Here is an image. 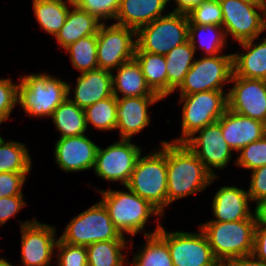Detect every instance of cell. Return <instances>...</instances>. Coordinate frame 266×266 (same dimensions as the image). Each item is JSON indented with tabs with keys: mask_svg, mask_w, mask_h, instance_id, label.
Listing matches in <instances>:
<instances>
[{
	"mask_svg": "<svg viewBox=\"0 0 266 266\" xmlns=\"http://www.w3.org/2000/svg\"><path fill=\"white\" fill-rule=\"evenodd\" d=\"M166 165L168 206L178 199L202 192L218 178L184 143L166 141Z\"/></svg>",
	"mask_w": 266,
	"mask_h": 266,
	"instance_id": "1",
	"label": "cell"
},
{
	"mask_svg": "<svg viewBox=\"0 0 266 266\" xmlns=\"http://www.w3.org/2000/svg\"><path fill=\"white\" fill-rule=\"evenodd\" d=\"M126 191L110 190H98L102 195L101 202L104 204L108 211L114 226L121 232L122 235H131V239L140 232H144V235L156 234L161 223H157V227L152 232H145V224L149 221V217L158 216L163 219V214L154 207L149 201L142 199L139 195L132 192L128 187L124 186Z\"/></svg>",
	"mask_w": 266,
	"mask_h": 266,
	"instance_id": "2",
	"label": "cell"
},
{
	"mask_svg": "<svg viewBox=\"0 0 266 266\" xmlns=\"http://www.w3.org/2000/svg\"><path fill=\"white\" fill-rule=\"evenodd\" d=\"M18 104L26 115L51 117L68 97V83L49 73H31L19 78Z\"/></svg>",
	"mask_w": 266,
	"mask_h": 266,
	"instance_id": "3",
	"label": "cell"
},
{
	"mask_svg": "<svg viewBox=\"0 0 266 266\" xmlns=\"http://www.w3.org/2000/svg\"><path fill=\"white\" fill-rule=\"evenodd\" d=\"M160 144L161 149L139 156L126 187L164 215L168 206L166 141Z\"/></svg>",
	"mask_w": 266,
	"mask_h": 266,
	"instance_id": "4",
	"label": "cell"
},
{
	"mask_svg": "<svg viewBox=\"0 0 266 266\" xmlns=\"http://www.w3.org/2000/svg\"><path fill=\"white\" fill-rule=\"evenodd\" d=\"M256 219L232 222L209 221L199 226L217 260H234L253 252Z\"/></svg>",
	"mask_w": 266,
	"mask_h": 266,
	"instance_id": "5",
	"label": "cell"
},
{
	"mask_svg": "<svg viewBox=\"0 0 266 266\" xmlns=\"http://www.w3.org/2000/svg\"><path fill=\"white\" fill-rule=\"evenodd\" d=\"M187 14L169 12L136 31L135 51L166 55L189 40Z\"/></svg>",
	"mask_w": 266,
	"mask_h": 266,
	"instance_id": "6",
	"label": "cell"
},
{
	"mask_svg": "<svg viewBox=\"0 0 266 266\" xmlns=\"http://www.w3.org/2000/svg\"><path fill=\"white\" fill-rule=\"evenodd\" d=\"M227 93L223 90H210L191 95H180L183 104L181 136L170 141L184 143L197 130L218 121L228 108Z\"/></svg>",
	"mask_w": 266,
	"mask_h": 266,
	"instance_id": "7",
	"label": "cell"
},
{
	"mask_svg": "<svg viewBox=\"0 0 266 266\" xmlns=\"http://www.w3.org/2000/svg\"><path fill=\"white\" fill-rule=\"evenodd\" d=\"M59 239L65 243L89 246L108 240H128L114 226L101 201L73 217Z\"/></svg>",
	"mask_w": 266,
	"mask_h": 266,
	"instance_id": "8",
	"label": "cell"
},
{
	"mask_svg": "<svg viewBox=\"0 0 266 266\" xmlns=\"http://www.w3.org/2000/svg\"><path fill=\"white\" fill-rule=\"evenodd\" d=\"M222 8V27L226 38L243 42L260 37L266 31V5L246 0H219Z\"/></svg>",
	"mask_w": 266,
	"mask_h": 266,
	"instance_id": "9",
	"label": "cell"
},
{
	"mask_svg": "<svg viewBox=\"0 0 266 266\" xmlns=\"http://www.w3.org/2000/svg\"><path fill=\"white\" fill-rule=\"evenodd\" d=\"M233 73V54L203 56L195 59L175 91L179 90L180 95H191L203 91L224 90L225 84L231 82Z\"/></svg>",
	"mask_w": 266,
	"mask_h": 266,
	"instance_id": "10",
	"label": "cell"
},
{
	"mask_svg": "<svg viewBox=\"0 0 266 266\" xmlns=\"http://www.w3.org/2000/svg\"><path fill=\"white\" fill-rule=\"evenodd\" d=\"M136 31L116 23L105 22L97 33L98 69L114 72L120 65L134 59Z\"/></svg>",
	"mask_w": 266,
	"mask_h": 266,
	"instance_id": "11",
	"label": "cell"
},
{
	"mask_svg": "<svg viewBox=\"0 0 266 266\" xmlns=\"http://www.w3.org/2000/svg\"><path fill=\"white\" fill-rule=\"evenodd\" d=\"M140 155L142 147L120 139L105 149L98 148L93 169L101 179L126 186Z\"/></svg>",
	"mask_w": 266,
	"mask_h": 266,
	"instance_id": "12",
	"label": "cell"
},
{
	"mask_svg": "<svg viewBox=\"0 0 266 266\" xmlns=\"http://www.w3.org/2000/svg\"><path fill=\"white\" fill-rule=\"evenodd\" d=\"M157 234L167 243L173 266H211L217 260L201 229L168 232L161 225Z\"/></svg>",
	"mask_w": 266,
	"mask_h": 266,
	"instance_id": "13",
	"label": "cell"
},
{
	"mask_svg": "<svg viewBox=\"0 0 266 266\" xmlns=\"http://www.w3.org/2000/svg\"><path fill=\"white\" fill-rule=\"evenodd\" d=\"M19 223L22 266H50L58 242L56 228L39 222L35 217Z\"/></svg>",
	"mask_w": 266,
	"mask_h": 266,
	"instance_id": "14",
	"label": "cell"
},
{
	"mask_svg": "<svg viewBox=\"0 0 266 266\" xmlns=\"http://www.w3.org/2000/svg\"><path fill=\"white\" fill-rule=\"evenodd\" d=\"M184 144L214 176L218 174L213 169H225L233 156L232 149L222 136L219 121L197 130Z\"/></svg>",
	"mask_w": 266,
	"mask_h": 266,
	"instance_id": "15",
	"label": "cell"
},
{
	"mask_svg": "<svg viewBox=\"0 0 266 266\" xmlns=\"http://www.w3.org/2000/svg\"><path fill=\"white\" fill-rule=\"evenodd\" d=\"M227 91L228 109L266 124V81L232 75Z\"/></svg>",
	"mask_w": 266,
	"mask_h": 266,
	"instance_id": "16",
	"label": "cell"
},
{
	"mask_svg": "<svg viewBox=\"0 0 266 266\" xmlns=\"http://www.w3.org/2000/svg\"><path fill=\"white\" fill-rule=\"evenodd\" d=\"M98 148L85 134L59 138L53 153L55 163L64 172L93 170Z\"/></svg>",
	"mask_w": 266,
	"mask_h": 266,
	"instance_id": "17",
	"label": "cell"
},
{
	"mask_svg": "<svg viewBox=\"0 0 266 266\" xmlns=\"http://www.w3.org/2000/svg\"><path fill=\"white\" fill-rule=\"evenodd\" d=\"M161 100L160 96L117 98L116 129L120 131V139L132 140L133 135L149 126L148 107Z\"/></svg>",
	"mask_w": 266,
	"mask_h": 266,
	"instance_id": "18",
	"label": "cell"
},
{
	"mask_svg": "<svg viewBox=\"0 0 266 266\" xmlns=\"http://www.w3.org/2000/svg\"><path fill=\"white\" fill-rule=\"evenodd\" d=\"M218 121L222 136L233 152H238L241 148L266 135L265 123L237 114L228 108Z\"/></svg>",
	"mask_w": 266,
	"mask_h": 266,
	"instance_id": "19",
	"label": "cell"
},
{
	"mask_svg": "<svg viewBox=\"0 0 266 266\" xmlns=\"http://www.w3.org/2000/svg\"><path fill=\"white\" fill-rule=\"evenodd\" d=\"M112 75V72L103 69L81 73L76 78L74 99L70 97L72 86L68 83V98L78 107L85 109L100 100L111 97L113 95Z\"/></svg>",
	"mask_w": 266,
	"mask_h": 266,
	"instance_id": "20",
	"label": "cell"
},
{
	"mask_svg": "<svg viewBox=\"0 0 266 266\" xmlns=\"http://www.w3.org/2000/svg\"><path fill=\"white\" fill-rule=\"evenodd\" d=\"M248 202H251L248 191L237 186L220 187L212 201V212L217 219L209 221L232 222L248 219L254 214Z\"/></svg>",
	"mask_w": 266,
	"mask_h": 266,
	"instance_id": "21",
	"label": "cell"
},
{
	"mask_svg": "<svg viewBox=\"0 0 266 266\" xmlns=\"http://www.w3.org/2000/svg\"><path fill=\"white\" fill-rule=\"evenodd\" d=\"M171 0H120L116 24L137 31L159 17H162Z\"/></svg>",
	"mask_w": 266,
	"mask_h": 266,
	"instance_id": "22",
	"label": "cell"
},
{
	"mask_svg": "<svg viewBox=\"0 0 266 266\" xmlns=\"http://www.w3.org/2000/svg\"><path fill=\"white\" fill-rule=\"evenodd\" d=\"M259 39L240 42L243 51L232 53L235 76L266 81V37L255 43Z\"/></svg>",
	"mask_w": 266,
	"mask_h": 266,
	"instance_id": "23",
	"label": "cell"
},
{
	"mask_svg": "<svg viewBox=\"0 0 266 266\" xmlns=\"http://www.w3.org/2000/svg\"><path fill=\"white\" fill-rule=\"evenodd\" d=\"M102 23L96 16L74 4L70 6L65 23L55 36L56 42L60 49L61 47L65 49L81 38L97 34Z\"/></svg>",
	"mask_w": 266,
	"mask_h": 266,
	"instance_id": "24",
	"label": "cell"
},
{
	"mask_svg": "<svg viewBox=\"0 0 266 266\" xmlns=\"http://www.w3.org/2000/svg\"><path fill=\"white\" fill-rule=\"evenodd\" d=\"M114 71L117 74L112 75V92L116 98L159 96L147 85L141 67L135 59L120 65Z\"/></svg>",
	"mask_w": 266,
	"mask_h": 266,
	"instance_id": "25",
	"label": "cell"
},
{
	"mask_svg": "<svg viewBox=\"0 0 266 266\" xmlns=\"http://www.w3.org/2000/svg\"><path fill=\"white\" fill-rule=\"evenodd\" d=\"M195 50L188 40L165 55L167 70V96L175 92L195 61Z\"/></svg>",
	"mask_w": 266,
	"mask_h": 266,
	"instance_id": "26",
	"label": "cell"
},
{
	"mask_svg": "<svg viewBox=\"0 0 266 266\" xmlns=\"http://www.w3.org/2000/svg\"><path fill=\"white\" fill-rule=\"evenodd\" d=\"M32 2L38 24L53 37L64 25L69 7L74 5L73 0H32Z\"/></svg>",
	"mask_w": 266,
	"mask_h": 266,
	"instance_id": "27",
	"label": "cell"
},
{
	"mask_svg": "<svg viewBox=\"0 0 266 266\" xmlns=\"http://www.w3.org/2000/svg\"><path fill=\"white\" fill-rule=\"evenodd\" d=\"M134 59L141 67L147 85L162 99L167 97V70L164 55L135 51Z\"/></svg>",
	"mask_w": 266,
	"mask_h": 266,
	"instance_id": "28",
	"label": "cell"
},
{
	"mask_svg": "<svg viewBox=\"0 0 266 266\" xmlns=\"http://www.w3.org/2000/svg\"><path fill=\"white\" fill-rule=\"evenodd\" d=\"M52 118L59 138L84 135L87 130L85 111L68 97L54 110Z\"/></svg>",
	"mask_w": 266,
	"mask_h": 266,
	"instance_id": "29",
	"label": "cell"
},
{
	"mask_svg": "<svg viewBox=\"0 0 266 266\" xmlns=\"http://www.w3.org/2000/svg\"><path fill=\"white\" fill-rule=\"evenodd\" d=\"M108 240L90 244L86 247L88 266H125L130 264L126 262V253L123 254L127 245L133 246V240Z\"/></svg>",
	"mask_w": 266,
	"mask_h": 266,
	"instance_id": "30",
	"label": "cell"
},
{
	"mask_svg": "<svg viewBox=\"0 0 266 266\" xmlns=\"http://www.w3.org/2000/svg\"><path fill=\"white\" fill-rule=\"evenodd\" d=\"M188 37L195 53L197 49H201L204 52V56L220 55L227 44V38L222 26L194 25L189 21ZM196 37H199L198 42Z\"/></svg>",
	"mask_w": 266,
	"mask_h": 266,
	"instance_id": "31",
	"label": "cell"
},
{
	"mask_svg": "<svg viewBox=\"0 0 266 266\" xmlns=\"http://www.w3.org/2000/svg\"><path fill=\"white\" fill-rule=\"evenodd\" d=\"M31 159L26 144L13 140L6 142L0 135V173H29Z\"/></svg>",
	"mask_w": 266,
	"mask_h": 266,
	"instance_id": "32",
	"label": "cell"
},
{
	"mask_svg": "<svg viewBox=\"0 0 266 266\" xmlns=\"http://www.w3.org/2000/svg\"><path fill=\"white\" fill-rule=\"evenodd\" d=\"M144 237L146 242L134 254L131 266H173L167 243L157 233Z\"/></svg>",
	"mask_w": 266,
	"mask_h": 266,
	"instance_id": "33",
	"label": "cell"
},
{
	"mask_svg": "<svg viewBox=\"0 0 266 266\" xmlns=\"http://www.w3.org/2000/svg\"><path fill=\"white\" fill-rule=\"evenodd\" d=\"M72 66L81 73L98 69L97 34L79 39L64 49Z\"/></svg>",
	"mask_w": 266,
	"mask_h": 266,
	"instance_id": "34",
	"label": "cell"
},
{
	"mask_svg": "<svg viewBox=\"0 0 266 266\" xmlns=\"http://www.w3.org/2000/svg\"><path fill=\"white\" fill-rule=\"evenodd\" d=\"M116 108L117 98L114 95L86 107L84 111L87 127L91 124L97 130H115L117 125Z\"/></svg>",
	"mask_w": 266,
	"mask_h": 266,
	"instance_id": "35",
	"label": "cell"
},
{
	"mask_svg": "<svg viewBox=\"0 0 266 266\" xmlns=\"http://www.w3.org/2000/svg\"><path fill=\"white\" fill-rule=\"evenodd\" d=\"M187 15L194 25L222 26L223 14L219 0H204Z\"/></svg>",
	"mask_w": 266,
	"mask_h": 266,
	"instance_id": "36",
	"label": "cell"
},
{
	"mask_svg": "<svg viewBox=\"0 0 266 266\" xmlns=\"http://www.w3.org/2000/svg\"><path fill=\"white\" fill-rule=\"evenodd\" d=\"M236 166L253 171L266 165V135L238 151Z\"/></svg>",
	"mask_w": 266,
	"mask_h": 266,
	"instance_id": "37",
	"label": "cell"
},
{
	"mask_svg": "<svg viewBox=\"0 0 266 266\" xmlns=\"http://www.w3.org/2000/svg\"><path fill=\"white\" fill-rule=\"evenodd\" d=\"M83 11L96 16L100 21L115 19L119 10L120 0H73Z\"/></svg>",
	"mask_w": 266,
	"mask_h": 266,
	"instance_id": "38",
	"label": "cell"
},
{
	"mask_svg": "<svg viewBox=\"0 0 266 266\" xmlns=\"http://www.w3.org/2000/svg\"><path fill=\"white\" fill-rule=\"evenodd\" d=\"M56 249L58 266H88L85 246L65 243L58 238Z\"/></svg>",
	"mask_w": 266,
	"mask_h": 266,
	"instance_id": "39",
	"label": "cell"
},
{
	"mask_svg": "<svg viewBox=\"0 0 266 266\" xmlns=\"http://www.w3.org/2000/svg\"><path fill=\"white\" fill-rule=\"evenodd\" d=\"M16 104H18V83L14 84L10 78H0V125L10 119Z\"/></svg>",
	"mask_w": 266,
	"mask_h": 266,
	"instance_id": "40",
	"label": "cell"
},
{
	"mask_svg": "<svg viewBox=\"0 0 266 266\" xmlns=\"http://www.w3.org/2000/svg\"><path fill=\"white\" fill-rule=\"evenodd\" d=\"M28 173L3 172L0 173V198L24 195L23 185Z\"/></svg>",
	"mask_w": 266,
	"mask_h": 266,
	"instance_id": "41",
	"label": "cell"
},
{
	"mask_svg": "<svg viewBox=\"0 0 266 266\" xmlns=\"http://www.w3.org/2000/svg\"><path fill=\"white\" fill-rule=\"evenodd\" d=\"M248 194L252 202H259L266 198V165L251 171Z\"/></svg>",
	"mask_w": 266,
	"mask_h": 266,
	"instance_id": "42",
	"label": "cell"
},
{
	"mask_svg": "<svg viewBox=\"0 0 266 266\" xmlns=\"http://www.w3.org/2000/svg\"><path fill=\"white\" fill-rule=\"evenodd\" d=\"M24 195L9 196L0 198V227L9 219L15 217L24 206Z\"/></svg>",
	"mask_w": 266,
	"mask_h": 266,
	"instance_id": "43",
	"label": "cell"
},
{
	"mask_svg": "<svg viewBox=\"0 0 266 266\" xmlns=\"http://www.w3.org/2000/svg\"><path fill=\"white\" fill-rule=\"evenodd\" d=\"M252 254L266 263V226L256 225Z\"/></svg>",
	"mask_w": 266,
	"mask_h": 266,
	"instance_id": "44",
	"label": "cell"
},
{
	"mask_svg": "<svg viewBox=\"0 0 266 266\" xmlns=\"http://www.w3.org/2000/svg\"><path fill=\"white\" fill-rule=\"evenodd\" d=\"M204 0H174L177 5L172 12L188 14L194 7L200 5Z\"/></svg>",
	"mask_w": 266,
	"mask_h": 266,
	"instance_id": "45",
	"label": "cell"
},
{
	"mask_svg": "<svg viewBox=\"0 0 266 266\" xmlns=\"http://www.w3.org/2000/svg\"><path fill=\"white\" fill-rule=\"evenodd\" d=\"M232 266H266V263L250 254L232 260Z\"/></svg>",
	"mask_w": 266,
	"mask_h": 266,
	"instance_id": "46",
	"label": "cell"
},
{
	"mask_svg": "<svg viewBox=\"0 0 266 266\" xmlns=\"http://www.w3.org/2000/svg\"><path fill=\"white\" fill-rule=\"evenodd\" d=\"M256 207L254 208V215L257 225L266 226V198L257 202Z\"/></svg>",
	"mask_w": 266,
	"mask_h": 266,
	"instance_id": "47",
	"label": "cell"
},
{
	"mask_svg": "<svg viewBox=\"0 0 266 266\" xmlns=\"http://www.w3.org/2000/svg\"><path fill=\"white\" fill-rule=\"evenodd\" d=\"M211 266H232L230 260H216Z\"/></svg>",
	"mask_w": 266,
	"mask_h": 266,
	"instance_id": "48",
	"label": "cell"
},
{
	"mask_svg": "<svg viewBox=\"0 0 266 266\" xmlns=\"http://www.w3.org/2000/svg\"><path fill=\"white\" fill-rule=\"evenodd\" d=\"M0 266H14V265L8 262L5 258L0 257Z\"/></svg>",
	"mask_w": 266,
	"mask_h": 266,
	"instance_id": "49",
	"label": "cell"
},
{
	"mask_svg": "<svg viewBox=\"0 0 266 266\" xmlns=\"http://www.w3.org/2000/svg\"><path fill=\"white\" fill-rule=\"evenodd\" d=\"M255 4H259V5H266V1L265 0H246Z\"/></svg>",
	"mask_w": 266,
	"mask_h": 266,
	"instance_id": "50",
	"label": "cell"
}]
</instances>
